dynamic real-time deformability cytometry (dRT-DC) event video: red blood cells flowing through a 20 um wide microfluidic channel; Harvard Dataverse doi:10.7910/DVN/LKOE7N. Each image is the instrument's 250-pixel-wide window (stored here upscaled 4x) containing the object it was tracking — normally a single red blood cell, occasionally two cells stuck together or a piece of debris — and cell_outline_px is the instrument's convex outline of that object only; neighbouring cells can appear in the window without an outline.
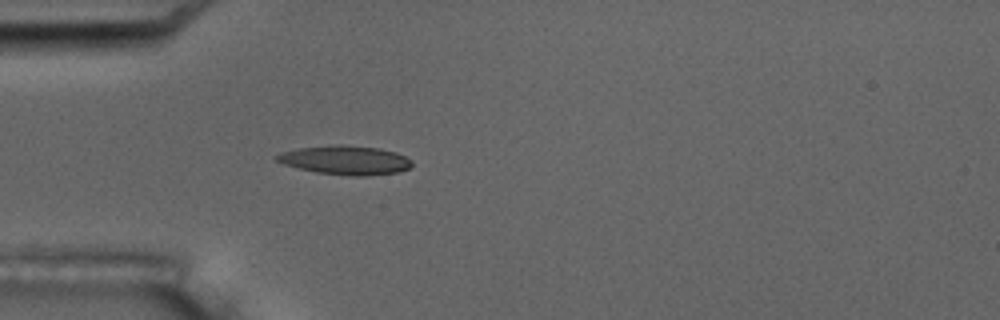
{"species": "common noctule bat (a hibernating species)", "species_latin": "Nyctalus noctula", "temperature_condition": "room temperature", "stored_images_in_passage": 2, "camera_frame_rate_fps": 3000, "um_per_image_px": 0.085, "animal": {"sex": "male", "body_mass_g": 17.5, "forearm_length_mm": 52.3}, "frame": {"image": 1, "passage_image": 2, "time_ms": 2.667, "image_size_px": [1000, 320], "cell_outline_px": [[412, 164], [408, 168], [400, 172], [364, 176], [356, 176], [316, 172], [284, 164], [276, 160], [272, 156], [280, 152], [300, 148], [336, 144], [344, 144], [380, 148], [396, 152], [412, 160]], "centroid_in_image_um": [29.36, 13.6], "position_along_channel_um": 55.6, "area_um2": 22.89}}